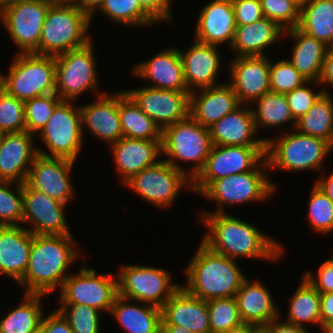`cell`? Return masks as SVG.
<instances>
[{
    "label": "cell",
    "mask_w": 333,
    "mask_h": 333,
    "mask_svg": "<svg viewBox=\"0 0 333 333\" xmlns=\"http://www.w3.org/2000/svg\"><path fill=\"white\" fill-rule=\"evenodd\" d=\"M200 218L209 228L201 242L213 252L233 260L238 257L277 260L283 255L279 242L237 217L204 211Z\"/></svg>",
    "instance_id": "6da1fadb"
},
{
    "label": "cell",
    "mask_w": 333,
    "mask_h": 333,
    "mask_svg": "<svg viewBox=\"0 0 333 333\" xmlns=\"http://www.w3.org/2000/svg\"><path fill=\"white\" fill-rule=\"evenodd\" d=\"M74 245L72 235H34L26 272L18 282L26 288L25 293L48 295L61 289L79 254Z\"/></svg>",
    "instance_id": "7a4b0ae2"
},
{
    "label": "cell",
    "mask_w": 333,
    "mask_h": 333,
    "mask_svg": "<svg viewBox=\"0 0 333 333\" xmlns=\"http://www.w3.org/2000/svg\"><path fill=\"white\" fill-rule=\"evenodd\" d=\"M185 269L187 285L182 287L205 301L235 297L247 279L233 259L213 252L202 242Z\"/></svg>",
    "instance_id": "3957f363"
},
{
    "label": "cell",
    "mask_w": 333,
    "mask_h": 333,
    "mask_svg": "<svg viewBox=\"0 0 333 333\" xmlns=\"http://www.w3.org/2000/svg\"><path fill=\"white\" fill-rule=\"evenodd\" d=\"M91 16L78 4L50 6L41 30L38 54L57 56L78 49L91 40Z\"/></svg>",
    "instance_id": "277c9868"
},
{
    "label": "cell",
    "mask_w": 333,
    "mask_h": 333,
    "mask_svg": "<svg viewBox=\"0 0 333 333\" xmlns=\"http://www.w3.org/2000/svg\"><path fill=\"white\" fill-rule=\"evenodd\" d=\"M0 88L22 101L55 93V56L16 54L8 75L0 74Z\"/></svg>",
    "instance_id": "5b68a950"
},
{
    "label": "cell",
    "mask_w": 333,
    "mask_h": 333,
    "mask_svg": "<svg viewBox=\"0 0 333 333\" xmlns=\"http://www.w3.org/2000/svg\"><path fill=\"white\" fill-rule=\"evenodd\" d=\"M332 148L328 141L296 130L274 140L266 138L265 157L270 171L276 168L293 172L314 169L321 173Z\"/></svg>",
    "instance_id": "8992f818"
},
{
    "label": "cell",
    "mask_w": 333,
    "mask_h": 333,
    "mask_svg": "<svg viewBox=\"0 0 333 333\" xmlns=\"http://www.w3.org/2000/svg\"><path fill=\"white\" fill-rule=\"evenodd\" d=\"M213 144L209 128L203 127L190 115L162 130V155L175 169L184 171L191 179L204 167ZM179 160V161H178ZM196 162L189 174L178 162Z\"/></svg>",
    "instance_id": "52a82bcc"
},
{
    "label": "cell",
    "mask_w": 333,
    "mask_h": 333,
    "mask_svg": "<svg viewBox=\"0 0 333 333\" xmlns=\"http://www.w3.org/2000/svg\"><path fill=\"white\" fill-rule=\"evenodd\" d=\"M267 171L270 170L265 158L260 166L252 171L214 180L201 194L220 206L215 211L217 213H224L226 204L232 206L266 200L276 189L273 181H269Z\"/></svg>",
    "instance_id": "ba28073f"
},
{
    "label": "cell",
    "mask_w": 333,
    "mask_h": 333,
    "mask_svg": "<svg viewBox=\"0 0 333 333\" xmlns=\"http://www.w3.org/2000/svg\"><path fill=\"white\" fill-rule=\"evenodd\" d=\"M117 277L118 295L139 305L148 303L161 308L181 287L171 283L168 271L151 266L123 265Z\"/></svg>",
    "instance_id": "9c48e42d"
},
{
    "label": "cell",
    "mask_w": 333,
    "mask_h": 333,
    "mask_svg": "<svg viewBox=\"0 0 333 333\" xmlns=\"http://www.w3.org/2000/svg\"><path fill=\"white\" fill-rule=\"evenodd\" d=\"M266 146L213 145L204 167L191 180V189L202 193L214 180L254 170L266 158Z\"/></svg>",
    "instance_id": "30bf717a"
},
{
    "label": "cell",
    "mask_w": 333,
    "mask_h": 333,
    "mask_svg": "<svg viewBox=\"0 0 333 333\" xmlns=\"http://www.w3.org/2000/svg\"><path fill=\"white\" fill-rule=\"evenodd\" d=\"M73 101H61L54 109L46 126L39 132L47 151L38 154L47 157H62L75 161L83 145V129L80 107Z\"/></svg>",
    "instance_id": "8fae6325"
},
{
    "label": "cell",
    "mask_w": 333,
    "mask_h": 333,
    "mask_svg": "<svg viewBox=\"0 0 333 333\" xmlns=\"http://www.w3.org/2000/svg\"><path fill=\"white\" fill-rule=\"evenodd\" d=\"M92 40L85 46L55 56L56 89L62 101H73L85 90L97 91V66Z\"/></svg>",
    "instance_id": "7c38bea8"
},
{
    "label": "cell",
    "mask_w": 333,
    "mask_h": 333,
    "mask_svg": "<svg viewBox=\"0 0 333 333\" xmlns=\"http://www.w3.org/2000/svg\"><path fill=\"white\" fill-rule=\"evenodd\" d=\"M113 277V273L97 274L95 269L83 266L63 282L60 304H84L100 312H110L118 296V280Z\"/></svg>",
    "instance_id": "4fadbf2b"
},
{
    "label": "cell",
    "mask_w": 333,
    "mask_h": 333,
    "mask_svg": "<svg viewBox=\"0 0 333 333\" xmlns=\"http://www.w3.org/2000/svg\"><path fill=\"white\" fill-rule=\"evenodd\" d=\"M191 180L184 171L160 159L155 165L134 175L125 185L148 202L165 208L173 204L181 188L186 185L192 188Z\"/></svg>",
    "instance_id": "5bb4252c"
},
{
    "label": "cell",
    "mask_w": 333,
    "mask_h": 333,
    "mask_svg": "<svg viewBox=\"0 0 333 333\" xmlns=\"http://www.w3.org/2000/svg\"><path fill=\"white\" fill-rule=\"evenodd\" d=\"M49 7L41 0H19L0 11V20L21 49L18 53L38 54L41 30Z\"/></svg>",
    "instance_id": "9a60e30c"
},
{
    "label": "cell",
    "mask_w": 333,
    "mask_h": 333,
    "mask_svg": "<svg viewBox=\"0 0 333 333\" xmlns=\"http://www.w3.org/2000/svg\"><path fill=\"white\" fill-rule=\"evenodd\" d=\"M23 222L33 224V235H72L67 227L64 204L23 183Z\"/></svg>",
    "instance_id": "2e32d148"
},
{
    "label": "cell",
    "mask_w": 333,
    "mask_h": 333,
    "mask_svg": "<svg viewBox=\"0 0 333 333\" xmlns=\"http://www.w3.org/2000/svg\"><path fill=\"white\" fill-rule=\"evenodd\" d=\"M125 92L161 130L189 115L190 91L155 89L146 86Z\"/></svg>",
    "instance_id": "e0dca14e"
},
{
    "label": "cell",
    "mask_w": 333,
    "mask_h": 333,
    "mask_svg": "<svg viewBox=\"0 0 333 333\" xmlns=\"http://www.w3.org/2000/svg\"><path fill=\"white\" fill-rule=\"evenodd\" d=\"M75 161L38 154L30 166L27 183L47 196L67 204L74 196L70 172Z\"/></svg>",
    "instance_id": "ac0fdd59"
},
{
    "label": "cell",
    "mask_w": 333,
    "mask_h": 333,
    "mask_svg": "<svg viewBox=\"0 0 333 333\" xmlns=\"http://www.w3.org/2000/svg\"><path fill=\"white\" fill-rule=\"evenodd\" d=\"M228 66L229 84L241 104L247 106L271 91L268 56L235 57Z\"/></svg>",
    "instance_id": "d6986e66"
},
{
    "label": "cell",
    "mask_w": 333,
    "mask_h": 333,
    "mask_svg": "<svg viewBox=\"0 0 333 333\" xmlns=\"http://www.w3.org/2000/svg\"><path fill=\"white\" fill-rule=\"evenodd\" d=\"M33 138L34 135L28 131L2 134L0 181L22 184L27 181L30 166L38 155V148L34 147Z\"/></svg>",
    "instance_id": "ffe728a7"
},
{
    "label": "cell",
    "mask_w": 333,
    "mask_h": 333,
    "mask_svg": "<svg viewBox=\"0 0 333 333\" xmlns=\"http://www.w3.org/2000/svg\"><path fill=\"white\" fill-rule=\"evenodd\" d=\"M161 325H177L194 333H211L207 301L182 286L161 307Z\"/></svg>",
    "instance_id": "44dd1931"
},
{
    "label": "cell",
    "mask_w": 333,
    "mask_h": 333,
    "mask_svg": "<svg viewBox=\"0 0 333 333\" xmlns=\"http://www.w3.org/2000/svg\"><path fill=\"white\" fill-rule=\"evenodd\" d=\"M199 90L201 94L190 92L189 115L203 127H211L241 105L229 83Z\"/></svg>",
    "instance_id": "7402d4cb"
},
{
    "label": "cell",
    "mask_w": 333,
    "mask_h": 333,
    "mask_svg": "<svg viewBox=\"0 0 333 333\" xmlns=\"http://www.w3.org/2000/svg\"><path fill=\"white\" fill-rule=\"evenodd\" d=\"M162 140H143L122 137L111 145L116 170L125 184L143 169L155 165L162 155Z\"/></svg>",
    "instance_id": "603a6c76"
},
{
    "label": "cell",
    "mask_w": 333,
    "mask_h": 333,
    "mask_svg": "<svg viewBox=\"0 0 333 333\" xmlns=\"http://www.w3.org/2000/svg\"><path fill=\"white\" fill-rule=\"evenodd\" d=\"M218 47L195 40L186 52L179 50L184 79L190 92L196 88L198 90L219 85L215 80L221 65Z\"/></svg>",
    "instance_id": "cb8c5ba5"
},
{
    "label": "cell",
    "mask_w": 333,
    "mask_h": 333,
    "mask_svg": "<svg viewBox=\"0 0 333 333\" xmlns=\"http://www.w3.org/2000/svg\"><path fill=\"white\" fill-rule=\"evenodd\" d=\"M82 126L110 144L123 137L119 116V93H98L94 103L80 107Z\"/></svg>",
    "instance_id": "d4e9b609"
},
{
    "label": "cell",
    "mask_w": 333,
    "mask_h": 333,
    "mask_svg": "<svg viewBox=\"0 0 333 333\" xmlns=\"http://www.w3.org/2000/svg\"><path fill=\"white\" fill-rule=\"evenodd\" d=\"M195 37L202 43L231 46L237 28L231 0H212L202 8L197 20Z\"/></svg>",
    "instance_id": "484cf974"
},
{
    "label": "cell",
    "mask_w": 333,
    "mask_h": 333,
    "mask_svg": "<svg viewBox=\"0 0 333 333\" xmlns=\"http://www.w3.org/2000/svg\"><path fill=\"white\" fill-rule=\"evenodd\" d=\"M132 74L150 79L155 89L189 91L184 79L183 65L177 48H166L133 67Z\"/></svg>",
    "instance_id": "4316f807"
},
{
    "label": "cell",
    "mask_w": 333,
    "mask_h": 333,
    "mask_svg": "<svg viewBox=\"0 0 333 333\" xmlns=\"http://www.w3.org/2000/svg\"><path fill=\"white\" fill-rule=\"evenodd\" d=\"M244 106L245 104H241L209 127L213 145L266 146L265 138L256 139L253 136L257 133L253 112L252 109Z\"/></svg>",
    "instance_id": "83f0119b"
},
{
    "label": "cell",
    "mask_w": 333,
    "mask_h": 333,
    "mask_svg": "<svg viewBox=\"0 0 333 333\" xmlns=\"http://www.w3.org/2000/svg\"><path fill=\"white\" fill-rule=\"evenodd\" d=\"M33 234L17 226H0V273L19 282L27 269Z\"/></svg>",
    "instance_id": "f1b7e54d"
},
{
    "label": "cell",
    "mask_w": 333,
    "mask_h": 333,
    "mask_svg": "<svg viewBox=\"0 0 333 333\" xmlns=\"http://www.w3.org/2000/svg\"><path fill=\"white\" fill-rule=\"evenodd\" d=\"M270 293L260 281L246 279L242 283L235 298L243 323L260 329L281 316Z\"/></svg>",
    "instance_id": "f546056e"
},
{
    "label": "cell",
    "mask_w": 333,
    "mask_h": 333,
    "mask_svg": "<svg viewBox=\"0 0 333 333\" xmlns=\"http://www.w3.org/2000/svg\"><path fill=\"white\" fill-rule=\"evenodd\" d=\"M285 33L277 23L263 18L252 24L237 26L230 48L235 57L265 56L263 51Z\"/></svg>",
    "instance_id": "4dcf8cb0"
},
{
    "label": "cell",
    "mask_w": 333,
    "mask_h": 333,
    "mask_svg": "<svg viewBox=\"0 0 333 333\" xmlns=\"http://www.w3.org/2000/svg\"><path fill=\"white\" fill-rule=\"evenodd\" d=\"M285 34L295 39L291 60L294 68L310 83L319 84L323 62L328 46L304 33L298 27L288 29Z\"/></svg>",
    "instance_id": "1f68e13d"
},
{
    "label": "cell",
    "mask_w": 333,
    "mask_h": 333,
    "mask_svg": "<svg viewBox=\"0 0 333 333\" xmlns=\"http://www.w3.org/2000/svg\"><path fill=\"white\" fill-rule=\"evenodd\" d=\"M130 300L117 296L110 313L128 333H161V308L142 303L129 304Z\"/></svg>",
    "instance_id": "d6a6232c"
},
{
    "label": "cell",
    "mask_w": 333,
    "mask_h": 333,
    "mask_svg": "<svg viewBox=\"0 0 333 333\" xmlns=\"http://www.w3.org/2000/svg\"><path fill=\"white\" fill-rule=\"evenodd\" d=\"M119 116L123 137L162 140V130L124 91L119 93Z\"/></svg>",
    "instance_id": "836d02e7"
},
{
    "label": "cell",
    "mask_w": 333,
    "mask_h": 333,
    "mask_svg": "<svg viewBox=\"0 0 333 333\" xmlns=\"http://www.w3.org/2000/svg\"><path fill=\"white\" fill-rule=\"evenodd\" d=\"M298 28L333 46V0H309L301 5Z\"/></svg>",
    "instance_id": "e575fe53"
},
{
    "label": "cell",
    "mask_w": 333,
    "mask_h": 333,
    "mask_svg": "<svg viewBox=\"0 0 333 333\" xmlns=\"http://www.w3.org/2000/svg\"><path fill=\"white\" fill-rule=\"evenodd\" d=\"M295 130L328 141L333 146V99L330 93H323L296 121Z\"/></svg>",
    "instance_id": "d590c367"
},
{
    "label": "cell",
    "mask_w": 333,
    "mask_h": 333,
    "mask_svg": "<svg viewBox=\"0 0 333 333\" xmlns=\"http://www.w3.org/2000/svg\"><path fill=\"white\" fill-rule=\"evenodd\" d=\"M44 294L24 293L22 303L0 320V333H31L41 326V297Z\"/></svg>",
    "instance_id": "8d00e7d4"
},
{
    "label": "cell",
    "mask_w": 333,
    "mask_h": 333,
    "mask_svg": "<svg viewBox=\"0 0 333 333\" xmlns=\"http://www.w3.org/2000/svg\"><path fill=\"white\" fill-rule=\"evenodd\" d=\"M289 304L287 323L305 327L307 323L319 324L321 329L320 293L302 276V281Z\"/></svg>",
    "instance_id": "74e56055"
},
{
    "label": "cell",
    "mask_w": 333,
    "mask_h": 333,
    "mask_svg": "<svg viewBox=\"0 0 333 333\" xmlns=\"http://www.w3.org/2000/svg\"><path fill=\"white\" fill-rule=\"evenodd\" d=\"M254 102L258 105L257 109H252L256 131L262 126L273 128L291 122L294 123L293 128L296 127V121L285 94L270 91Z\"/></svg>",
    "instance_id": "f35d334b"
},
{
    "label": "cell",
    "mask_w": 333,
    "mask_h": 333,
    "mask_svg": "<svg viewBox=\"0 0 333 333\" xmlns=\"http://www.w3.org/2000/svg\"><path fill=\"white\" fill-rule=\"evenodd\" d=\"M119 24L147 26L157 23L142 7L139 0H105L97 9Z\"/></svg>",
    "instance_id": "ab89813d"
},
{
    "label": "cell",
    "mask_w": 333,
    "mask_h": 333,
    "mask_svg": "<svg viewBox=\"0 0 333 333\" xmlns=\"http://www.w3.org/2000/svg\"><path fill=\"white\" fill-rule=\"evenodd\" d=\"M207 304L211 333H221L243 323L235 297L214 298Z\"/></svg>",
    "instance_id": "60d3db41"
},
{
    "label": "cell",
    "mask_w": 333,
    "mask_h": 333,
    "mask_svg": "<svg viewBox=\"0 0 333 333\" xmlns=\"http://www.w3.org/2000/svg\"><path fill=\"white\" fill-rule=\"evenodd\" d=\"M62 100L56 93L35 97L24 101L26 131L35 135L49 121L55 107Z\"/></svg>",
    "instance_id": "b9f144b4"
},
{
    "label": "cell",
    "mask_w": 333,
    "mask_h": 333,
    "mask_svg": "<svg viewBox=\"0 0 333 333\" xmlns=\"http://www.w3.org/2000/svg\"><path fill=\"white\" fill-rule=\"evenodd\" d=\"M14 182L0 181V226H17L23 223V184H16V192L10 190ZM19 224H18V223Z\"/></svg>",
    "instance_id": "7bdbcfd3"
},
{
    "label": "cell",
    "mask_w": 333,
    "mask_h": 333,
    "mask_svg": "<svg viewBox=\"0 0 333 333\" xmlns=\"http://www.w3.org/2000/svg\"><path fill=\"white\" fill-rule=\"evenodd\" d=\"M73 333H100V311L84 304H61L58 308Z\"/></svg>",
    "instance_id": "ee69618b"
},
{
    "label": "cell",
    "mask_w": 333,
    "mask_h": 333,
    "mask_svg": "<svg viewBox=\"0 0 333 333\" xmlns=\"http://www.w3.org/2000/svg\"><path fill=\"white\" fill-rule=\"evenodd\" d=\"M0 131L17 133L26 131L24 101L0 88Z\"/></svg>",
    "instance_id": "f6af8a7d"
},
{
    "label": "cell",
    "mask_w": 333,
    "mask_h": 333,
    "mask_svg": "<svg viewBox=\"0 0 333 333\" xmlns=\"http://www.w3.org/2000/svg\"><path fill=\"white\" fill-rule=\"evenodd\" d=\"M309 217L312 228L316 232L328 233L333 230V202L313 184L310 194Z\"/></svg>",
    "instance_id": "bcb514c9"
},
{
    "label": "cell",
    "mask_w": 333,
    "mask_h": 333,
    "mask_svg": "<svg viewBox=\"0 0 333 333\" xmlns=\"http://www.w3.org/2000/svg\"><path fill=\"white\" fill-rule=\"evenodd\" d=\"M265 18L273 20L283 30L298 27L300 5L294 0H260Z\"/></svg>",
    "instance_id": "7dc6e473"
},
{
    "label": "cell",
    "mask_w": 333,
    "mask_h": 333,
    "mask_svg": "<svg viewBox=\"0 0 333 333\" xmlns=\"http://www.w3.org/2000/svg\"><path fill=\"white\" fill-rule=\"evenodd\" d=\"M269 74L270 89L274 93L286 94L307 82L288 60L274 63L270 60Z\"/></svg>",
    "instance_id": "c3c4849f"
},
{
    "label": "cell",
    "mask_w": 333,
    "mask_h": 333,
    "mask_svg": "<svg viewBox=\"0 0 333 333\" xmlns=\"http://www.w3.org/2000/svg\"><path fill=\"white\" fill-rule=\"evenodd\" d=\"M307 84L309 81L285 94L295 121L305 115L323 93H327L324 89L313 92Z\"/></svg>",
    "instance_id": "681fc988"
},
{
    "label": "cell",
    "mask_w": 333,
    "mask_h": 333,
    "mask_svg": "<svg viewBox=\"0 0 333 333\" xmlns=\"http://www.w3.org/2000/svg\"><path fill=\"white\" fill-rule=\"evenodd\" d=\"M237 26L252 24L264 17L260 0H231Z\"/></svg>",
    "instance_id": "f907efd6"
},
{
    "label": "cell",
    "mask_w": 333,
    "mask_h": 333,
    "mask_svg": "<svg viewBox=\"0 0 333 333\" xmlns=\"http://www.w3.org/2000/svg\"><path fill=\"white\" fill-rule=\"evenodd\" d=\"M303 276L320 294L333 292V261L330 259L320 265L318 277L308 271Z\"/></svg>",
    "instance_id": "816d5d0a"
},
{
    "label": "cell",
    "mask_w": 333,
    "mask_h": 333,
    "mask_svg": "<svg viewBox=\"0 0 333 333\" xmlns=\"http://www.w3.org/2000/svg\"><path fill=\"white\" fill-rule=\"evenodd\" d=\"M141 7L158 23L172 20L171 0H139Z\"/></svg>",
    "instance_id": "f5cc1de1"
},
{
    "label": "cell",
    "mask_w": 333,
    "mask_h": 333,
    "mask_svg": "<svg viewBox=\"0 0 333 333\" xmlns=\"http://www.w3.org/2000/svg\"><path fill=\"white\" fill-rule=\"evenodd\" d=\"M41 326L44 333H73L67 319L58 309L43 316Z\"/></svg>",
    "instance_id": "db71d44e"
},
{
    "label": "cell",
    "mask_w": 333,
    "mask_h": 333,
    "mask_svg": "<svg viewBox=\"0 0 333 333\" xmlns=\"http://www.w3.org/2000/svg\"><path fill=\"white\" fill-rule=\"evenodd\" d=\"M280 317L262 326L259 330L262 333H311L307 328L296 326L287 322H279Z\"/></svg>",
    "instance_id": "11a10c76"
},
{
    "label": "cell",
    "mask_w": 333,
    "mask_h": 333,
    "mask_svg": "<svg viewBox=\"0 0 333 333\" xmlns=\"http://www.w3.org/2000/svg\"><path fill=\"white\" fill-rule=\"evenodd\" d=\"M318 82L333 86V46L328 47Z\"/></svg>",
    "instance_id": "9f6ffc18"
},
{
    "label": "cell",
    "mask_w": 333,
    "mask_h": 333,
    "mask_svg": "<svg viewBox=\"0 0 333 333\" xmlns=\"http://www.w3.org/2000/svg\"><path fill=\"white\" fill-rule=\"evenodd\" d=\"M321 327L333 320V292L320 294Z\"/></svg>",
    "instance_id": "6f0895ef"
},
{
    "label": "cell",
    "mask_w": 333,
    "mask_h": 333,
    "mask_svg": "<svg viewBox=\"0 0 333 333\" xmlns=\"http://www.w3.org/2000/svg\"><path fill=\"white\" fill-rule=\"evenodd\" d=\"M333 202V172L327 178H320L314 184Z\"/></svg>",
    "instance_id": "680465c9"
},
{
    "label": "cell",
    "mask_w": 333,
    "mask_h": 333,
    "mask_svg": "<svg viewBox=\"0 0 333 333\" xmlns=\"http://www.w3.org/2000/svg\"><path fill=\"white\" fill-rule=\"evenodd\" d=\"M105 0H78L77 4L79 7L91 16V22L95 10H97Z\"/></svg>",
    "instance_id": "91938a15"
},
{
    "label": "cell",
    "mask_w": 333,
    "mask_h": 333,
    "mask_svg": "<svg viewBox=\"0 0 333 333\" xmlns=\"http://www.w3.org/2000/svg\"><path fill=\"white\" fill-rule=\"evenodd\" d=\"M258 329L248 323H242L241 325H239L238 327L232 328V329H228L224 332L221 333H255Z\"/></svg>",
    "instance_id": "94428289"
},
{
    "label": "cell",
    "mask_w": 333,
    "mask_h": 333,
    "mask_svg": "<svg viewBox=\"0 0 333 333\" xmlns=\"http://www.w3.org/2000/svg\"><path fill=\"white\" fill-rule=\"evenodd\" d=\"M161 333H194L177 325H161Z\"/></svg>",
    "instance_id": "6125c7cd"
},
{
    "label": "cell",
    "mask_w": 333,
    "mask_h": 333,
    "mask_svg": "<svg viewBox=\"0 0 333 333\" xmlns=\"http://www.w3.org/2000/svg\"><path fill=\"white\" fill-rule=\"evenodd\" d=\"M47 3L49 6H60V5H75L78 0H41Z\"/></svg>",
    "instance_id": "be15d7a7"
},
{
    "label": "cell",
    "mask_w": 333,
    "mask_h": 333,
    "mask_svg": "<svg viewBox=\"0 0 333 333\" xmlns=\"http://www.w3.org/2000/svg\"><path fill=\"white\" fill-rule=\"evenodd\" d=\"M322 333H333V320L324 323L321 327Z\"/></svg>",
    "instance_id": "e7e4bbea"
},
{
    "label": "cell",
    "mask_w": 333,
    "mask_h": 333,
    "mask_svg": "<svg viewBox=\"0 0 333 333\" xmlns=\"http://www.w3.org/2000/svg\"><path fill=\"white\" fill-rule=\"evenodd\" d=\"M19 0H0V11L8 5L18 2Z\"/></svg>",
    "instance_id": "03108f58"
},
{
    "label": "cell",
    "mask_w": 333,
    "mask_h": 333,
    "mask_svg": "<svg viewBox=\"0 0 333 333\" xmlns=\"http://www.w3.org/2000/svg\"><path fill=\"white\" fill-rule=\"evenodd\" d=\"M31 333H44L42 326L38 327L37 329H35L34 331H32Z\"/></svg>",
    "instance_id": "003e7915"
},
{
    "label": "cell",
    "mask_w": 333,
    "mask_h": 333,
    "mask_svg": "<svg viewBox=\"0 0 333 333\" xmlns=\"http://www.w3.org/2000/svg\"><path fill=\"white\" fill-rule=\"evenodd\" d=\"M294 1L301 6V5L305 4L306 2H308L309 0H294Z\"/></svg>",
    "instance_id": "a7ac6f4b"
},
{
    "label": "cell",
    "mask_w": 333,
    "mask_h": 333,
    "mask_svg": "<svg viewBox=\"0 0 333 333\" xmlns=\"http://www.w3.org/2000/svg\"><path fill=\"white\" fill-rule=\"evenodd\" d=\"M255 333H262L259 329Z\"/></svg>",
    "instance_id": "89a4df30"
}]
</instances>
